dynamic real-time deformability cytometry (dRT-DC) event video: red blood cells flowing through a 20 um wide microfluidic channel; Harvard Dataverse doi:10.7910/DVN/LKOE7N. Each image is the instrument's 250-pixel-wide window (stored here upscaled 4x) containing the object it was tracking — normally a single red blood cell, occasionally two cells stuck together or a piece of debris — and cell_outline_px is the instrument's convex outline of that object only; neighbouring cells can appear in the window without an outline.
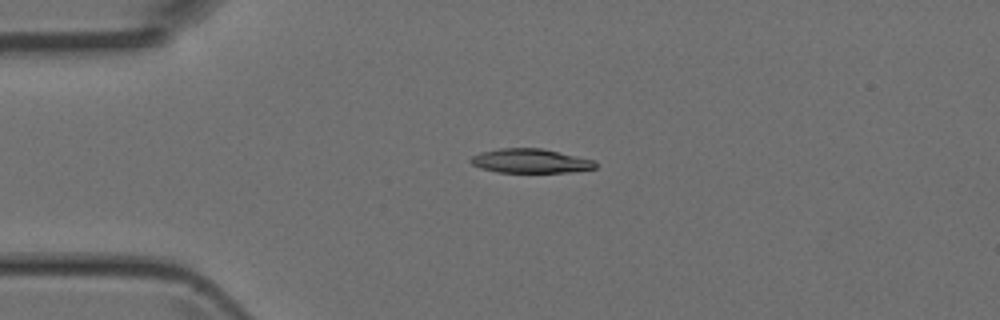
{"species": "Egyptian fruit bat (a non-hibernating species)", "species_latin": "Rousettus aegyptiacus", "temperature_condition": "room temperature", "stored_images_in_passage": 4, "camera_frame_rate_fps": 3000, "um_per_image_px": 0.085, "animal": {"sex": "female"}, "frame": {"image": 1, "passage_image": 2, "time_ms": 0.333, "image_size_px": [1000, 320], "cell_outline_px": [[596, 168], [568, 172], [496, 172], [480, 168], [472, 164], [468, 160], [472, 156], [480, 152], [500, 148], [540, 148], [596, 160]], "centroid_in_image_um": [45.06, 13.68], "position_along_channel_um": 39.9, "area_um2": 17.57}}
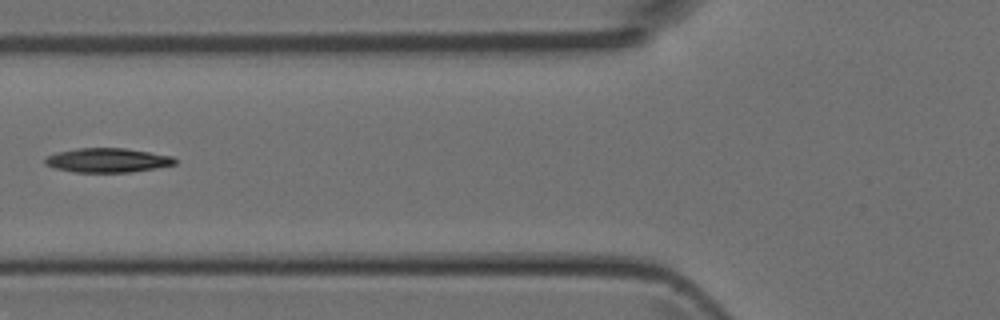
{"frame": {"image": 2, "passage_image": 4, "time_ms": 1.0, "image_size_px": [1000, 320], "cell_outline_px": [[176, 164], [156, 168], [128, 172], [76, 172], [56, 168], [44, 164], [44, 160], [48, 156], [56, 152], [76, 148], [124, 148], [172, 156], [176, 160]], "centroid_in_image_um": [9.12, 13.62], "position_along_channel_um": 116.7, "area_um2": 18.21}}